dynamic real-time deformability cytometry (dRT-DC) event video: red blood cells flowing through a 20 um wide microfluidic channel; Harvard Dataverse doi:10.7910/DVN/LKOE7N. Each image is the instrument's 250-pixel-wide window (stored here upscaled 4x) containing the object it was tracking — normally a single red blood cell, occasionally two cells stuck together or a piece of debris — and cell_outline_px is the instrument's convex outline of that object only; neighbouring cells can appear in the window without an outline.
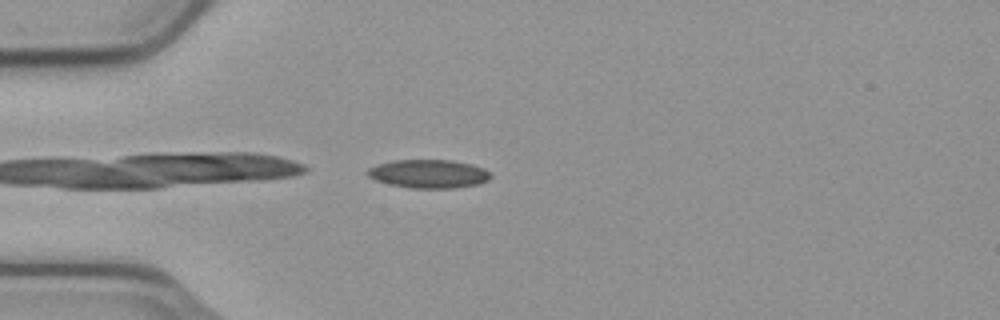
{"species": "common noctule bat (a hibernating species)", "species_latin": "Nyctalus noctula", "temperature_condition": "cold", "stored_images_in_passage": 41, "camera_frame_rate_fps": 3000, "um_per_image_px": 0.085, "animal": {"sex": "male", "body_mass_g": 23.1, "forearm_length_mm": 52.7}, "frame": {"image": 1, "passage_image": 1, "time_ms": 0.0, "image_size_px": [1000, 320], "cell_outline_px": [[492, 176], [488, 180], [480, 184], [452, 188], [412, 188], [388, 184], [376, 180], [368, 176], [364, 172], [368, 168], [376, 164], [392, 160], [452, 160], [472, 164], [484, 168]], "centroid_in_image_um": [36.41, 14.77], "position_along_channel_um": 48.6, "area_um2": 20.63}}
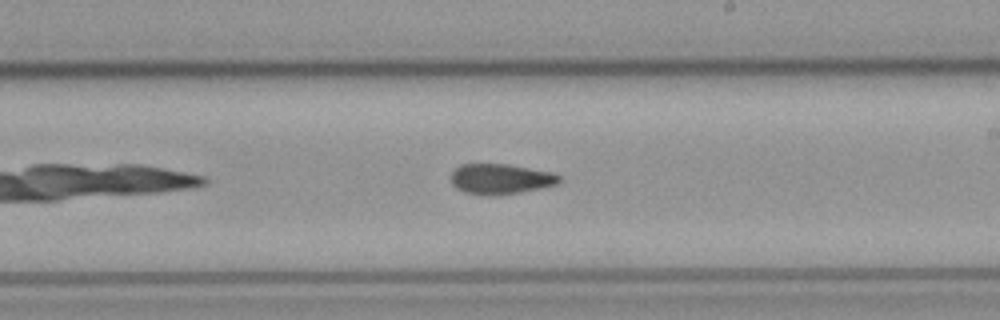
{"frame": {"image": 2, "passage_image": 18, "time_ms": 5.667, "image_size_px": [1000, 320], "cell_outline_px": [[564, 180], [556, 184], [540, 188], [520, 192], [464, 192], [456, 188], [452, 184], [452, 172], [460, 164], [508, 164], [556, 172]], "centroid_in_image_um": [42.63, 15.15], "position_along_channel_um": 246.4, "area_um2": 18.5}}
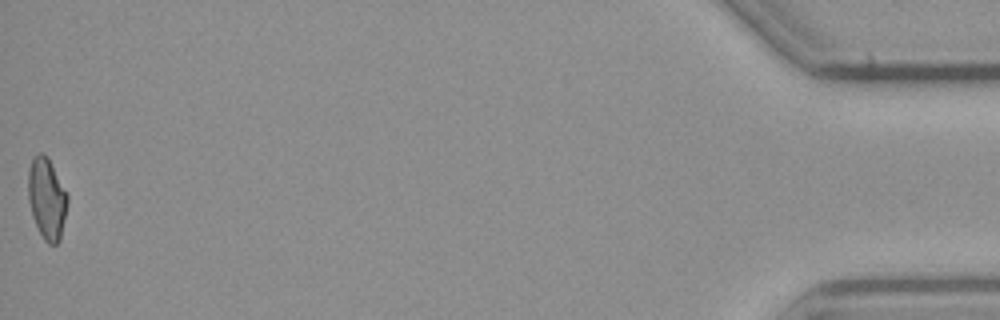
{"frame": {"image": 3, "passage_image": 41, "time_ms": 13.333, "image_size_px": [1000, 320], "cell_outline_px": [[68, 204], [60, 240], [56, 244], [48, 244], [44, 240], [32, 216], [28, 200], [28, 168], [32, 160], [40, 152], [48, 156], [68, 196]], "centroid_in_image_um": [3.98, 16.88], "position_along_channel_um": 431.2, "area_um2": 18.61}, "authors_computed_cell_mechanics": {"area_um2": 19.1896, "velocity_mm_per_s": 3.7391, "shape_relaxation_time_tau1_ms": null, "shape_relaxation_time_tau2_ms": 3.7063, "deformation_change_tau1": null, "deformation_change_tau2": 0.084}}